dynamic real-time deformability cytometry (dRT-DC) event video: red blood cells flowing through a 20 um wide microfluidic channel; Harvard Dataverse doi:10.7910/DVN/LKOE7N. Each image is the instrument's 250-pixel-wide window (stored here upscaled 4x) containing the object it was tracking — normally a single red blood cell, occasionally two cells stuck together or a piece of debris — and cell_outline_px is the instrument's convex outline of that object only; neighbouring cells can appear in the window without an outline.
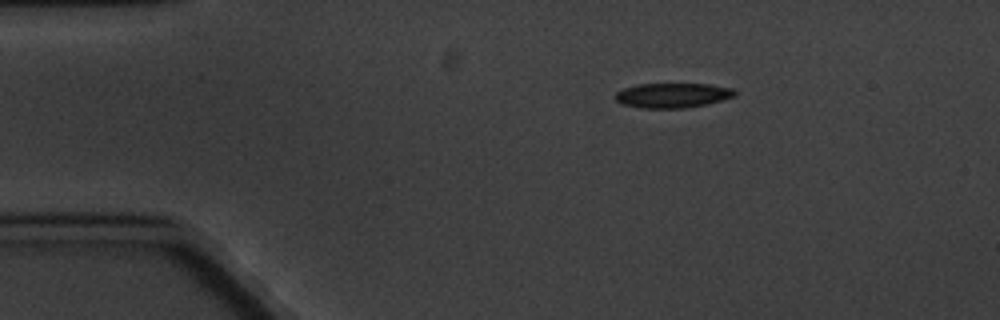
{"species": "common noctule bat (a hibernating species)", "species_latin": "Nyctalus noctula", "temperature_condition": "cold", "stored_images_in_passage": 9, "camera_frame_rate_fps": 3000, "um_per_image_px": 0.085, "animal": {"sex": "male", "body_mass_g": 20.1, "forearm_length_mm": 53.5}, "frame": {"image": 1, "passage_image": 1, "time_ms": 0.0, "image_size_px": [1000, 320], "cell_outline_px": [[736, 96], [708, 104], [684, 108], [640, 108], [624, 104], [616, 100], [616, 92], [624, 88], [636, 84], [708, 84], [732, 88], [736, 92]], "centroid_in_image_um": [57.19, 8.1], "position_along_channel_um": 27.8, "area_um2": 17.22}}
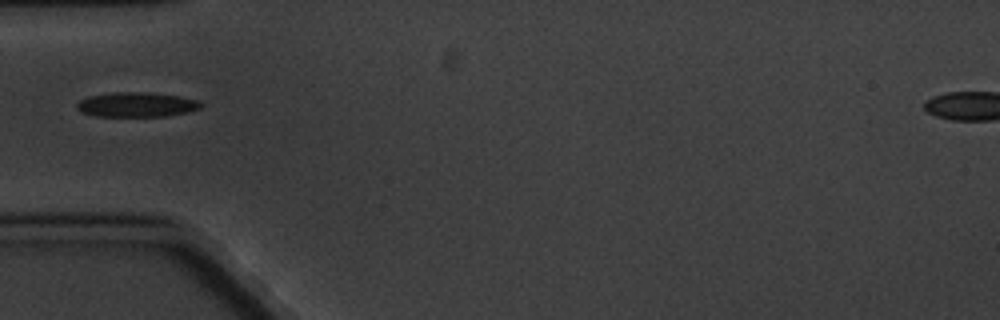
{"frame": {"image": 2, "passage_image": 3, "time_ms": 3.0, "image_size_px": [1000, 320], "cell_outline_px": [[204, 104], [200, 108], [188, 112], [168, 116], [96, 116], [80, 112], [76, 108], [76, 104], [80, 100], [88, 96], [116, 92], [144, 92], [180, 96], [200, 100]], "centroid_in_image_um": [11.63, 8.89], "position_along_channel_um": 73.4, "area_um2": 17.98}}
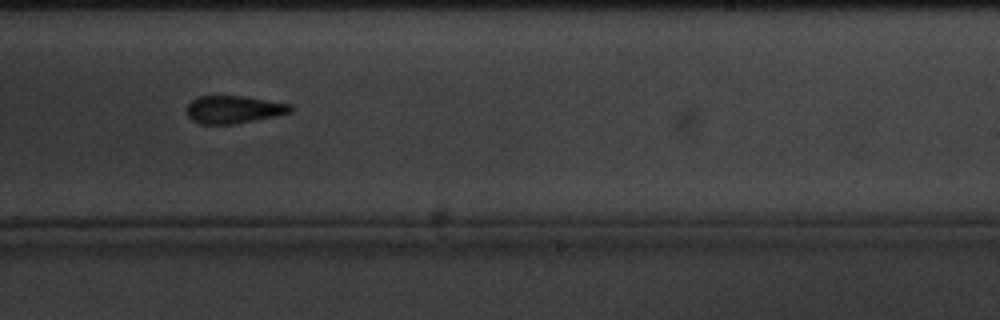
{"frame": {"image": 3, "passage_image": 8, "time_ms": 9.0, "image_size_px": [1000, 320], "cell_outline_px": [[296, 108], [292, 112], [276, 116], [236, 124], [200, 124], [192, 120], [188, 116], [188, 104], [192, 100], [200, 96], [240, 96], [292, 104]], "centroid_in_image_um": [19.91, 9.32], "position_along_channel_um": 269.1, "area_um2": 16.76}}